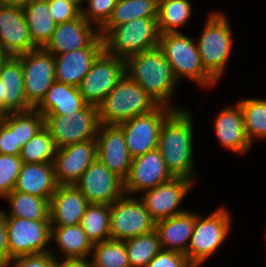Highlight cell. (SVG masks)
Returning <instances> with one entry per match:
<instances>
[{
  "mask_svg": "<svg viewBox=\"0 0 266 267\" xmlns=\"http://www.w3.org/2000/svg\"><path fill=\"white\" fill-rule=\"evenodd\" d=\"M158 149L174 177L194 180L193 121L187 110H174L162 123Z\"/></svg>",
  "mask_w": 266,
  "mask_h": 267,
  "instance_id": "6da1fadb",
  "label": "cell"
},
{
  "mask_svg": "<svg viewBox=\"0 0 266 267\" xmlns=\"http://www.w3.org/2000/svg\"><path fill=\"white\" fill-rule=\"evenodd\" d=\"M125 73L142 86L158 105L168 107L178 80L158 47L128 57Z\"/></svg>",
  "mask_w": 266,
  "mask_h": 267,
  "instance_id": "7a4b0ae2",
  "label": "cell"
},
{
  "mask_svg": "<svg viewBox=\"0 0 266 267\" xmlns=\"http://www.w3.org/2000/svg\"><path fill=\"white\" fill-rule=\"evenodd\" d=\"M159 105L126 73L98 106L101 125H118L155 110Z\"/></svg>",
  "mask_w": 266,
  "mask_h": 267,
  "instance_id": "3957f363",
  "label": "cell"
},
{
  "mask_svg": "<svg viewBox=\"0 0 266 267\" xmlns=\"http://www.w3.org/2000/svg\"><path fill=\"white\" fill-rule=\"evenodd\" d=\"M102 39L106 53L124 60L153 50L160 39L157 18H137L114 26Z\"/></svg>",
  "mask_w": 266,
  "mask_h": 267,
  "instance_id": "277c9868",
  "label": "cell"
},
{
  "mask_svg": "<svg viewBox=\"0 0 266 267\" xmlns=\"http://www.w3.org/2000/svg\"><path fill=\"white\" fill-rule=\"evenodd\" d=\"M158 48L171 65L177 80L184 76L205 87L217 83L205 71L198 45L182 32L160 34Z\"/></svg>",
  "mask_w": 266,
  "mask_h": 267,
  "instance_id": "5b68a950",
  "label": "cell"
},
{
  "mask_svg": "<svg viewBox=\"0 0 266 267\" xmlns=\"http://www.w3.org/2000/svg\"><path fill=\"white\" fill-rule=\"evenodd\" d=\"M230 23L222 13H212L199 38L198 49L205 71L218 82L231 53Z\"/></svg>",
  "mask_w": 266,
  "mask_h": 267,
  "instance_id": "8992f818",
  "label": "cell"
},
{
  "mask_svg": "<svg viewBox=\"0 0 266 267\" xmlns=\"http://www.w3.org/2000/svg\"><path fill=\"white\" fill-rule=\"evenodd\" d=\"M45 128L52 136L57 149L96 139L99 128L98 107L87 104L69 116L44 115Z\"/></svg>",
  "mask_w": 266,
  "mask_h": 267,
  "instance_id": "52a82bcc",
  "label": "cell"
},
{
  "mask_svg": "<svg viewBox=\"0 0 266 267\" xmlns=\"http://www.w3.org/2000/svg\"><path fill=\"white\" fill-rule=\"evenodd\" d=\"M230 216L224 207L205 218L195 214L194 230L185 253L190 263L201 265L218 250L231 229Z\"/></svg>",
  "mask_w": 266,
  "mask_h": 267,
  "instance_id": "ba28073f",
  "label": "cell"
},
{
  "mask_svg": "<svg viewBox=\"0 0 266 267\" xmlns=\"http://www.w3.org/2000/svg\"><path fill=\"white\" fill-rule=\"evenodd\" d=\"M156 222L144 203L123 195L110 205V239L124 241L155 230Z\"/></svg>",
  "mask_w": 266,
  "mask_h": 267,
  "instance_id": "9c48e42d",
  "label": "cell"
},
{
  "mask_svg": "<svg viewBox=\"0 0 266 267\" xmlns=\"http://www.w3.org/2000/svg\"><path fill=\"white\" fill-rule=\"evenodd\" d=\"M4 218L7 228V249L10 257L51 252L46 248L51 240L50 220Z\"/></svg>",
  "mask_w": 266,
  "mask_h": 267,
  "instance_id": "30bf717a",
  "label": "cell"
},
{
  "mask_svg": "<svg viewBox=\"0 0 266 267\" xmlns=\"http://www.w3.org/2000/svg\"><path fill=\"white\" fill-rule=\"evenodd\" d=\"M125 75V60L103 51L78 85L87 104L99 106Z\"/></svg>",
  "mask_w": 266,
  "mask_h": 267,
  "instance_id": "8fae6325",
  "label": "cell"
},
{
  "mask_svg": "<svg viewBox=\"0 0 266 267\" xmlns=\"http://www.w3.org/2000/svg\"><path fill=\"white\" fill-rule=\"evenodd\" d=\"M174 110L180 109L159 105L149 113L118 124L123 131L127 149L132 158L158 148L161 125Z\"/></svg>",
  "mask_w": 266,
  "mask_h": 267,
  "instance_id": "7c38bea8",
  "label": "cell"
},
{
  "mask_svg": "<svg viewBox=\"0 0 266 267\" xmlns=\"http://www.w3.org/2000/svg\"><path fill=\"white\" fill-rule=\"evenodd\" d=\"M17 57L23 69L25 97L35 108L56 81L54 55L41 47Z\"/></svg>",
  "mask_w": 266,
  "mask_h": 267,
  "instance_id": "4fadbf2b",
  "label": "cell"
},
{
  "mask_svg": "<svg viewBox=\"0 0 266 267\" xmlns=\"http://www.w3.org/2000/svg\"><path fill=\"white\" fill-rule=\"evenodd\" d=\"M75 187L89 204L111 205L125 194L124 181L98 159L83 172Z\"/></svg>",
  "mask_w": 266,
  "mask_h": 267,
  "instance_id": "5bb4252c",
  "label": "cell"
},
{
  "mask_svg": "<svg viewBox=\"0 0 266 267\" xmlns=\"http://www.w3.org/2000/svg\"><path fill=\"white\" fill-rule=\"evenodd\" d=\"M96 159V139L57 149L53 165L58 185H75Z\"/></svg>",
  "mask_w": 266,
  "mask_h": 267,
  "instance_id": "9a60e30c",
  "label": "cell"
},
{
  "mask_svg": "<svg viewBox=\"0 0 266 267\" xmlns=\"http://www.w3.org/2000/svg\"><path fill=\"white\" fill-rule=\"evenodd\" d=\"M159 149L132 159L130 171L124 180V193L130 196L137 191H145L173 179Z\"/></svg>",
  "mask_w": 266,
  "mask_h": 267,
  "instance_id": "2e32d148",
  "label": "cell"
},
{
  "mask_svg": "<svg viewBox=\"0 0 266 267\" xmlns=\"http://www.w3.org/2000/svg\"><path fill=\"white\" fill-rule=\"evenodd\" d=\"M193 182L187 178L174 177L166 183L143 191L145 194L141 198L142 202L153 220L158 222L185 212L186 210L177 207Z\"/></svg>",
  "mask_w": 266,
  "mask_h": 267,
  "instance_id": "e0dca14e",
  "label": "cell"
},
{
  "mask_svg": "<svg viewBox=\"0 0 266 267\" xmlns=\"http://www.w3.org/2000/svg\"><path fill=\"white\" fill-rule=\"evenodd\" d=\"M97 159L123 181L129 174L132 157L128 152L122 129L118 125H99Z\"/></svg>",
  "mask_w": 266,
  "mask_h": 267,
  "instance_id": "ac0fdd59",
  "label": "cell"
},
{
  "mask_svg": "<svg viewBox=\"0 0 266 267\" xmlns=\"http://www.w3.org/2000/svg\"><path fill=\"white\" fill-rule=\"evenodd\" d=\"M0 47L13 57L38 48L31 39L23 8L0 4Z\"/></svg>",
  "mask_w": 266,
  "mask_h": 267,
  "instance_id": "d6986e66",
  "label": "cell"
},
{
  "mask_svg": "<svg viewBox=\"0 0 266 267\" xmlns=\"http://www.w3.org/2000/svg\"><path fill=\"white\" fill-rule=\"evenodd\" d=\"M103 51V39L99 35L86 48L54 56L56 81L78 87Z\"/></svg>",
  "mask_w": 266,
  "mask_h": 267,
  "instance_id": "ffe728a7",
  "label": "cell"
},
{
  "mask_svg": "<svg viewBox=\"0 0 266 267\" xmlns=\"http://www.w3.org/2000/svg\"><path fill=\"white\" fill-rule=\"evenodd\" d=\"M93 28L80 15L72 21L58 24L43 48L54 56L86 48L100 35L99 29Z\"/></svg>",
  "mask_w": 266,
  "mask_h": 267,
  "instance_id": "44dd1931",
  "label": "cell"
},
{
  "mask_svg": "<svg viewBox=\"0 0 266 267\" xmlns=\"http://www.w3.org/2000/svg\"><path fill=\"white\" fill-rule=\"evenodd\" d=\"M89 205L75 185H59L49 202L51 226L78 225Z\"/></svg>",
  "mask_w": 266,
  "mask_h": 267,
  "instance_id": "7402d4cb",
  "label": "cell"
},
{
  "mask_svg": "<svg viewBox=\"0 0 266 267\" xmlns=\"http://www.w3.org/2000/svg\"><path fill=\"white\" fill-rule=\"evenodd\" d=\"M58 186L53 164L23 163L13 191L35 195L50 202Z\"/></svg>",
  "mask_w": 266,
  "mask_h": 267,
  "instance_id": "603a6c76",
  "label": "cell"
},
{
  "mask_svg": "<svg viewBox=\"0 0 266 267\" xmlns=\"http://www.w3.org/2000/svg\"><path fill=\"white\" fill-rule=\"evenodd\" d=\"M1 103L10 112H26L34 107L25 97L23 69L18 57L11 56L0 71Z\"/></svg>",
  "mask_w": 266,
  "mask_h": 267,
  "instance_id": "cb8c5ba5",
  "label": "cell"
},
{
  "mask_svg": "<svg viewBox=\"0 0 266 267\" xmlns=\"http://www.w3.org/2000/svg\"><path fill=\"white\" fill-rule=\"evenodd\" d=\"M195 213L185 211L156 222L161 249L185 254L194 230Z\"/></svg>",
  "mask_w": 266,
  "mask_h": 267,
  "instance_id": "d4e9b609",
  "label": "cell"
},
{
  "mask_svg": "<svg viewBox=\"0 0 266 267\" xmlns=\"http://www.w3.org/2000/svg\"><path fill=\"white\" fill-rule=\"evenodd\" d=\"M215 132L224 148L237 153H245L250 144L244 128L242 110L237 104L223 109L215 119Z\"/></svg>",
  "mask_w": 266,
  "mask_h": 267,
  "instance_id": "484cf974",
  "label": "cell"
},
{
  "mask_svg": "<svg viewBox=\"0 0 266 267\" xmlns=\"http://www.w3.org/2000/svg\"><path fill=\"white\" fill-rule=\"evenodd\" d=\"M86 105L78 87L55 81L35 109L43 115L69 116Z\"/></svg>",
  "mask_w": 266,
  "mask_h": 267,
  "instance_id": "4316f807",
  "label": "cell"
},
{
  "mask_svg": "<svg viewBox=\"0 0 266 267\" xmlns=\"http://www.w3.org/2000/svg\"><path fill=\"white\" fill-rule=\"evenodd\" d=\"M23 12L33 43L38 48L44 47L57 26L49 11L48 1L31 0Z\"/></svg>",
  "mask_w": 266,
  "mask_h": 267,
  "instance_id": "83f0119b",
  "label": "cell"
},
{
  "mask_svg": "<svg viewBox=\"0 0 266 267\" xmlns=\"http://www.w3.org/2000/svg\"><path fill=\"white\" fill-rule=\"evenodd\" d=\"M51 240H55L64 253L65 260H85L93 244L78 225L51 226Z\"/></svg>",
  "mask_w": 266,
  "mask_h": 267,
  "instance_id": "f1b7e54d",
  "label": "cell"
},
{
  "mask_svg": "<svg viewBox=\"0 0 266 267\" xmlns=\"http://www.w3.org/2000/svg\"><path fill=\"white\" fill-rule=\"evenodd\" d=\"M159 0H118L108 21L99 29L103 37L112 27L137 18H157Z\"/></svg>",
  "mask_w": 266,
  "mask_h": 267,
  "instance_id": "f546056e",
  "label": "cell"
},
{
  "mask_svg": "<svg viewBox=\"0 0 266 267\" xmlns=\"http://www.w3.org/2000/svg\"><path fill=\"white\" fill-rule=\"evenodd\" d=\"M11 207L10 216L4 211V217H18L29 220H50L49 201L35 195L12 191L5 195Z\"/></svg>",
  "mask_w": 266,
  "mask_h": 267,
  "instance_id": "4dcf8cb0",
  "label": "cell"
},
{
  "mask_svg": "<svg viewBox=\"0 0 266 267\" xmlns=\"http://www.w3.org/2000/svg\"><path fill=\"white\" fill-rule=\"evenodd\" d=\"M2 121L16 130L17 146L21 149L45 127V116L35 108L26 112H10Z\"/></svg>",
  "mask_w": 266,
  "mask_h": 267,
  "instance_id": "1f68e13d",
  "label": "cell"
},
{
  "mask_svg": "<svg viewBox=\"0 0 266 267\" xmlns=\"http://www.w3.org/2000/svg\"><path fill=\"white\" fill-rule=\"evenodd\" d=\"M92 244L110 239V205L89 204L80 222Z\"/></svg>",
  "mask_w": 266,
  "mask_h": 267,
  "instance_id": "d6a6232c",
  "label": "cell"
},
{
  "mask_svg": "<svg viewBox=\"0 0 266 267\" xmlns=\"http://www.w3.org/2000/svg\"><path fill=\"white\" fill-rule=\"evenodd\" d=\"M191 11L189 0H159L157 21L160 34L179 32L178 27L185 25Z\"/></svg>",
  "mask_w": 266,
  "mask_h": 267,
  "instance_id": "836d02e7",
  "label": "cell"
},
{
  "mask_svg": "<svg viewBox=\"0 0 266 267\" xmlns=\"http://www.w3.org/2000/svg\"><path fill=\"white\" fill-rule=\"evenodd\" d=\"M130 267H145L161 250L157 232L124 240Z\"/></svg>",
  "mask_w": 266,
  "mask_h": 267,
  "instance_id": "e575fe53",
  "label": "cell"
},
{
  "mask_svg": "<svg viewBox=\"0 0 266 267\" xmlns=\"http://www.w3.org/2000/svg\"><path fill=\"white\" fill-rule=\"evenodd\" d=\"M91 267H130L124 241L106 240L93 244Z\"/></svg>",
  "mask_w": 266,
  "mask_h": 267,
  "instance_id": "d590c367",
  "label": "cell"
},
{
  "mask_svg": "<svg viewBox=\"0 0 266 267\" xmlns=\"http://www.w3.org/2000/svg\"><path fill=\"white\" fill-rule=\"evenodd\" d=\"M57 147L49 131L44 127L21 149L23 163L53 164Z\"/></svg>",
  "mask_w": 266,
  "mask_h": 267,
  "instance_id": "8d00e7d4",
  "label": "cell"
},
{
  "mask_svg": "<svg viewBox=\"0 0 266 267\" xmlns=\"http://www.w3.org/2000/svg\"><path fill=\"white\" fill-rule=\"evenodd\" d=\"M244 119L246 136L250 142L253 138L266 137V100L246 99L239 103Z\"/></svg>",
  "mask_w": 266,
  "mask_h": 267,
  "instance_id": "74e56055",
  "label": "cell"
},
{
  "mask_svg": "<svg viewBox=\"0 0 266 267\" xmlns=\"http://www.w3.org/2000/svg\"><path fill=\"white\" fill-rule=\"evenodd\" d=\"M22 164L20 156L0 154V197L13 191Z\"/></svg>",
  "mask_w": 266,
  "mask_h": 267,
  "instance_id": "f35d334b",
  "label": "cell"
},
{
  "mask_svg": "<svg viewBox=\"0 0 266 267\" xmlns=\"http://www.w3.org/2000/svg\"><path fill=\"white\" fill-rule=\"evenodd\" d=\"M88 8H81L82 17L91 24L94 22L100 29L110 18L118 0H85ZM93 21V22H92Z\"/></svg>",
  "mask_w": 266,
  "mask_h": 267,
  "instance_id": "ab89813d",
  "label": "cell"
},
{
  "mask_svg": "<svg viewBox=\"0 0 266 267\" xmlns=\"http://www.w3.org/2000/svg\"><path fill=\"white\" fill-rule=\"evenodd\" d=\"M49 11L56 24L72 21L81 15V9L67 0H47Z\"/></svg>",
  "mask_w": 266,
  "mask_h": 267,
  "instance_id": "60d3db41",
  "label": "cell"
},
{
  "mask_svg": "<svg viewBox=\"0 0 266 267\" xmlns=\"http://www.w3.org/2000/svg\"><path fill=\"white\" fill-rule=\"evenodd\" d=\"M14 261V262H13ZM13 262V263H12ZM57 258L52 252L34 255H22L11 257L6 263H12V267H55Z\"/></svg>",
  "mask_w": 266,
  "mask_h": 267,
  "instance_id": "b9f144b4",
  "label": "cell"
},
{
  "mask_svg": "<svg viewBox=\"0 0 266 267\" xmlns=\"http://www.w3.org/2000/svg\"><path fill=\"white\" fill-rule=\"evenodd\" d=\"M189 264L185 254L161 249L145 267H187Z\"/></svg>",
  "mask_w": 266,
  "mask_h": 267,
  "instance_id": "7bdbcfd3",
  "label": "cell"
},
{
  "mask_svg": "<svg viewBox=\"0 0 266 267\" xmlns=\"http://www.w3.org/2000/svg\"><path fill=\"white\" fill-rule=\"evenodd\" d=\"M21 148L17 146L16 130H11L0 120V154L20 156Z\"/></svg>",
  "mask_w": 266,
  "mask_h": 267,
  "instance_id": "ee69618b",
  "label": "cell"
},
{
  "mask_svg": "<svg viewBox=\"0 0 266 267\" xmlns=\"http://www.w3.org/2000/svg\"><path fill=\"white\" fill-rule=\"evenodd\" d=\"M10 258L7 249V228L5 218L0 210V267H5Z\"/></svg>",
  "mask_w": 266,
  "mask_h": 267,
  "instance_id": "f6af8a7d",
  "label": "cell"
},
{
  "mask_svg": "<svg viewBox=\"0 0 266 267\" xmlns=\"http://www.w3.org/2000/svg\"><path fill=\"white\" fill-rule=\"evenodd\" d=\"M55 267H91L87 260H64L59 262L57 259Z\"/></svg>",
  "mask_w": 266,
  "mask_h": 267,
  "instance_id": "bcb514c9",
  "label": "cell"
},
{
  "mask_svg": "<svg viewBox=\"0 0 266 267\" xmlns=\"http://www.w3.org/2000/svg\"><path fill=\"white\" fill-rule=\"evenodd\" d=\"M31 0H0L1 5L24 8Z\"/></svg>",
  "mask_w": 266,
  "mask_h": 267,
  "instance_id": "7dc6e473",
  "label": "cell"
},
{
  "mask_svg": "<svg viewBox=\"0 0 266 267\" xmlns=\"http://www.w3.org/2000/svg\"><path fill=\"white\" fill-rule=\"evenodd\" d=\"M10 55L0 47V71L2 67L5 65V63L10 59Z\"/></svg>",
  "mask_w": 266,
  "mask_h": 267,
  "instance_id": "c3c4849f",
  "label": "cell"
},
{
  "mask_svg": "<svg viewBox=\"0 0 266 267\" xmlns=\"http://www.w3.org/2000/svg\"><path fill=\"white\" fill-rule=\"evenodd\" d=\"M9 112L3 107L1 103V80H0V120H2Z\"/></svg>",
  "mask_w": 266,
  "mask_h": 267,
  "instance_id": "681fc988",
  "label": "cell"
},
{
  "mask_svg": "<svg viewBox=\"0 0 266 267\" xmlns=\"http://www.w3.org/2000/svg\"><path fill=\"white\" fill-rule=\"evenodd\" d=\"M67 1H70L74 4H76L80 9L82 8V2L85 1V0H67ZM81 5V6H80Z\"/></svg>",
  "mask_w": 266,
  "mask_h": 267,
  "instance_id": "f907efd6",
  "label": "cell"
},
{
  "mask_svg": "<svg viewBox=\"0 0 266 267\" xmlns=\"http://www.w3.org/2000/svg\"><path fill=\"white\" fill-rule=\"evenodd\" d=\"M187 267H200V265L195 263H190Z\"/></svg>",
  "mask_w": 266,
  "mask_h": 267,
  "instance_id": "816d5d0a",
  "label": "cell"
}]
</instances>
